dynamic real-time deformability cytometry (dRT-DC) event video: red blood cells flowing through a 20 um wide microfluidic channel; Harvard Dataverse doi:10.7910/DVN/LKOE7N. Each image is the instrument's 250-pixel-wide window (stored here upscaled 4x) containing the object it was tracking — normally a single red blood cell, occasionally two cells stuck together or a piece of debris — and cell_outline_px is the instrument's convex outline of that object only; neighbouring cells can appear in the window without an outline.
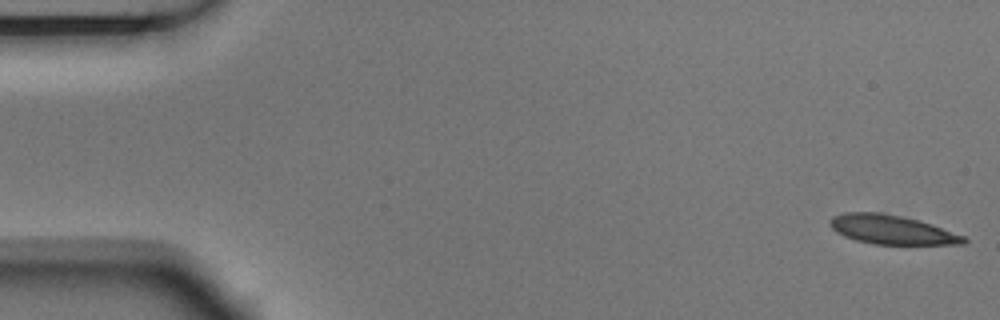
{"species": "Egyptian fruit bat (a non-hibernating species)", "species_latin": "Rousettus aegyptiacus", "temperature_condition": "room temperature", "stored_images_in_passage": 5, "camera_frame_rate_fps": 3000, "um_per_image_px": 0.085, "animal": {"sex": "male"}, "frame": {"image": 1, "passage_image": 1, "time_ms": 0.0, "image_size_px": [1000, 320], "cell_outline_px": [[968, 240], [964, 244], [872, 244], [856, 240], [844, 236], [836, 232], [828, 224], [828, 220], [832, 216], [844, 212], [876, 212], [900, 216], [932, 224], [964, 236]], "centroid_in_image_um": [75.75, 19.52], "position_along_channel_um": 9.3, "area_um2": 22.6}}
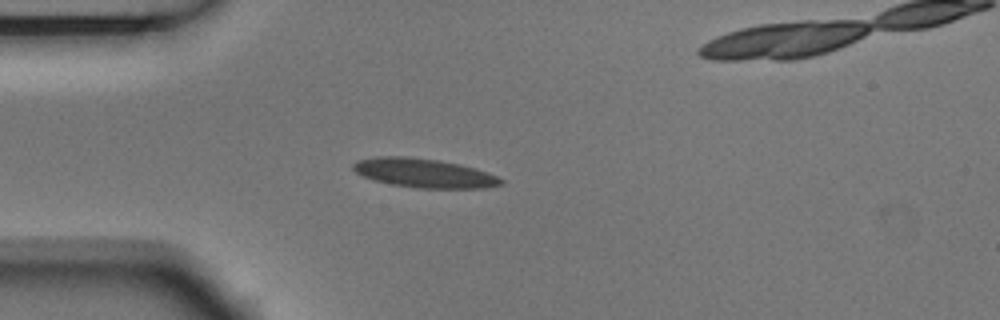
{"frame": {"image": 2, "passage_image": 4, "time_ms": 1.0, "image_size_px": [1000, 320], "cell_outline_px": [[504, 184], [484, 188], [416, 188], [392, 184], [372, 180], [356, 172], [352, 168], [352, 164], [356, 160], [376, 156], [408, 156], [436, 160], [476, 168], [488, 172], [504, 180]], "centroid_in_image_um": [36.02, 14.71], "position_along_channel_um": 49.0, "area_um2": 25.03}}